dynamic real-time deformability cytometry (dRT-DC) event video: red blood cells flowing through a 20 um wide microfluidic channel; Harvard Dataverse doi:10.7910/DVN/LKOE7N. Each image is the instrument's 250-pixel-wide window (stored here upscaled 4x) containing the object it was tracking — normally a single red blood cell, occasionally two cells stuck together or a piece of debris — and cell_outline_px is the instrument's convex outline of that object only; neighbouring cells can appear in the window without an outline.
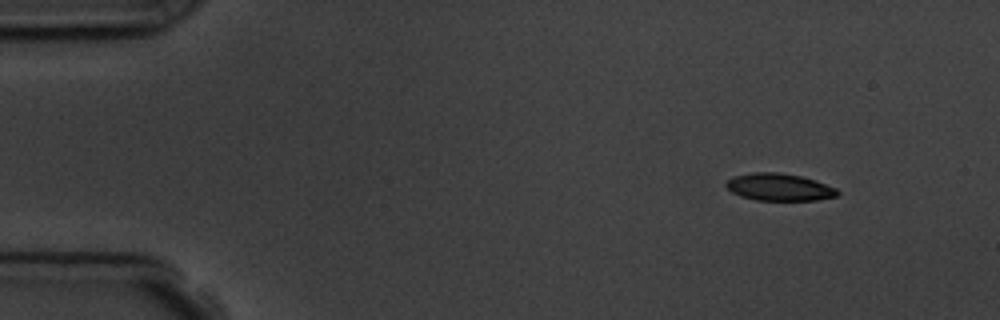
{"species": "common noctule bat (a hibernating species)", "species_latin": "Nyctalus noctula", "temperature_condition": "room temperature", "stored_images_in_passage": 5, "segment_of_instrument_passage": [1, 2], "camera_frame_rate_fps": 3000, "um_per_image_px": 0.085, "animal": {"sex": "male", "body_mass_g": 19.5, "forearm_length_mm": 54.6}, "frame": {"image": 1, "passage_image": 1, "time_ms": 0.0, "image_size_px": [1000, 320], "cell_outline_px": [[840, 192], [836, 196], [816, 200], [756, 200], [740, 196], [732, 192], [724, 184], [732, 176], [752, 172], [780, 172], [800, 176], [816, 180], [836, 188]], "centroid_in_image_um": [66.22, 15.9], "position_along_channel_um": 18.8, "area_um2": 17.74}}